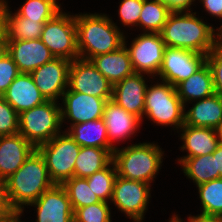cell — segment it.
Returning <instances> with one entry per match:
<instances>
[{
	"label": "cell",
	"instance_id": "1",
	"mask_svg": "<svg viewBox=\"0 0 222 222\" xmlns=\"http://www.w3.org/2000/svg\"><path fill=\"white\" fill-rule=\"evenodd\" d=\"M74 15L79 58L90 60L124 45L126 33L106 13L81 12Z\"/></svg>",
	"mask_w": 222,
	"mask_h": 222
},
{
	"label": "cell",
	"instance_id": "2",
	"mask_svg": "<svg viewBox=\"0 0 222 222\" xmlns=\"http://www.w3.org/2000/svg\"><path fill=\"white\" fill-rule=\"evenodd\" d=\"M197 12H171L160 32L165 46L208 55L215 48V27Z\"/></svg>",
	"mask_w": 222,
	"mask_h": 222
},
{
	"label": "cell",
	"instance_id": "3",
	"mask_svg": "<svg viewBox=\"0 0 222 222\" xmlns=\"http://www.w3.org/2000/svg\"><path fill=\"white\" fill-rule=\"evenodd\" d=\"M7 196L13 209H24L55 184L44 157L36 149L22 166L5 180Z\"/></svg>",
	"mask_w": 222,
	"mask_h": 222
},
{
	"label": "cell",
	"instance_id": "4",
	"mask_svg": "<svg viewBox=\"0 0 222 222\" xmlns=\"http://www.w3.org/2000/svg\"><path fill=\"white\" fill-rule=\"evenodd\" d=\"M154 142H139L113 152L117 175L129 180L151 184L162 167L164 151Z\"/></svg>",
	"mask_w": 222,
	"mask_h": 222
},
{
	"label": "cell",
	"instance_id": "5",
	"mask_svg": "<svg viewBox=\"0 0 222 222\" xmlns=\"http://www.w3.org/2000/svg\"><path fill=\"white\" fill-rule=\"evenodd\" d=\"M159 81L147 85L144 116L157 126H173L174 131L177 130L178 133L184 125L185 106L178 96L176 87L168 82Z\"/></svg>",
	"mask_w": 222,
	"mask_h": 222
},
{
	"label": "cell",
	"instance_id": "6",
	"mask_svg": "<svg viewBox=\"0 0 222 222\" xmlns=\"http://www.w3.org/2000/svg\"><path fill=\"white\" fill-rule=\"evenodd\" d=\"M58 103L46 101L19 114V134L36 148L63 131L61 104Z\"/></svg>",
	"mask_w": 222,
	"mask_h": 222
},
{
	"label": "cell",
	"instance_id": "7",
	"mask_svg": "<svg viewBox=\"0 0 222 222\" xmlns=\"http://www.w3.org/2000/svg\"><path fill=\"white\" fill-rule=\"evenodd\" d=\"M80 146L67 131L53 137L37 147L44 157L49 176L54 184L62 185L74 176V166Z\"/></svg>",
	"mask_w": 222,
	"mask_h": 222
},
{
	"label": "cell",
	"instance_id": "8",
	"mask_svg": "<svg viewBox=\"0 0 222 222\" xmlns=\"http://www.w3.org/2000/svg\"><path fill=\"white\" fill-rule=\"evenodd\" d=\"M40 39L55 58L69 61L79 58L74 14L62 10L53 19L47 21L43 26Z\"/></svg>",
	"mask_w": 222,
	"mask_h": 222
},
{
	"label": "cell",
	"instance_id": "9",
	"mask_svg": "<svg viewBox=\"0 0 222 222\" xmlns=\"http://www.w3.org/2000/svg\"><path fill=\"white\" fill-rule=\"evenodd\" d=\"M126 40L125 36L124 45L128 50L134 72L146 74L149 79L154 80L162 66L166 47L161 34L142 32L131 41L130 46Z\"/></svg>",
	"mask_w": 222,
	"mask_h": 222
},
{
	"label": "cell",
	"instance_id": "10",
	"mask_svg": "<svg viewBox=\"0 0 222 222\" xmlns=\"http://www.w3.org/2000/svg\"><path fill=\"white\" fill-rule=\"evenodd\" d=\"M151 184L117 175L110 202L134 222H143L151 197Z\"/></svg>",
	"mask_w": 222,
	"mask_h": 222
},
{
	"label": "cell",
	"instance_id": "11",
	"mask_svg": "<svg viewBox=\"0 0 222 222\" xmlns=\"http://www.w3.org/2000/svg\"><path fill=\"white\" fill-rule=\"evenodd\" d=\"M206 61V54L166 46L163 52V63L155 80L159 77L158 80L176 87L199 70Z\"/></svg>",
	"mask_w": 222,
	"mask_h": 222
},
{
	"label": "cell",
	"instance_id": "12",
	"mask_svg": "<svg viewBox=\"0 0 222 222\" xmlns=\"http://www.w3.org/2000/svg\"><path fill=\"white\" fill-rule=\"evenodd\" d=\"M68 89L109 101L112 99L113 85L90 60L77 58L71 61L69 67Z\"/></svg>",
	"mask_w": 222,
	"mask_h": 222
},
{
	"label": "cell",
	"instance_id": "13",
	"mask_svg": "<svg viewBox=\"0 0 222 222\" xmlns=\"http://www.w3.org/2000/svg\"><path fill=\"white\" fill-rule=\"evenodd\" d=\"M61 101V123L70 122L69 128L74 124L101 119L104 113L106 100L96 96L70 91L67 89ZM63 104V105H62Z\"/></svg>",
	"mask_w": 222,
	"mask_h": 222
},
{
	"label": "cell",
	"instance_id": "14",
	"mask_svg": "<svg viewBox=\"0 0 222 222\" xmlns=\"http://www.w3.org/2000/svg\"><path fill=\"white\" fill-rule=\"evenodd\" d=\"M71 61L64 58H54L30 73L34 83L47 101L62 99L68 89L69 67Z\"/></svg>",
	"mask_w": 222,
	"mask_h": 222
},
{
	"label": "cell",
	"instance_id": "15",
	"mask_svg": "<svg viewBox=\"0 0 222 222\" xmlns=\"http://www.w3.org/2000/svg\"><path fill=\"white\" fill-rule=\"evenodd\" d=\"M28 206L36 207V222H74V210L62 185L55 184Z\"/></svg>",
	"mask_w": 222,
	"mask_h": 222
},
{
	"label": "cell",
	"instance_id": "16",
	"mask_svg": "<svg viewBox=\"0 0 222 222\" xmlns=\"http://www.w3.org/2000/svg\"><path fill=\"white\" fill-rule=\"evenodd\" d=\"M145 75V76H144ZM145 77V78H144ZM146 74L134 73L113 85L112 101L143 120L147 88Z\"/></svg>",
	"mask_w": 222,
	"mask_h": 222
},
{
	"label": "cell",
	"instance_id": "17",
	"mask_svg": "<svg viewBox=\"0 0 222 222\" xmlns=\"http://www.w3.org/2000/svg\"><path fill=\"white\" fill-rule=\"evenodd\" d=\"M6 51L20 73H31L55 58L41 39L7 41Z\"/></svg>",
	"mask_w": 222,
	"mask_h": 222
},
{
	"label": "cell",
	"instance_id": "18",
	"mask_svg": "<svg viewBox=\"0 0 222 222\" xmlns=\"http://www.w3.org/2000/svg\"><path fill=\"white\" fill-rule=\"evenodd\" d=\"M102 119L106 125L109 143L114 149L117 148L114 142L120 143V141L131 139L132 135L135 136L134 134L139 131L143 122L139 117L127 112L112 100L106 102Z\"/></svg>",
	"mask_w": 222,
	"mask_h": 222
},
{
	"label": "cell",
	"instance_id": "19",
	"mask_svg": "<svg viewBox=\"0 0 222 222\" xmlns=\"http://www.w3.org/2000/svg\"><path fill=\"white\" fill-rule=\"evenodd\" d=\"M36 149L19 133L0 136V180L15 173Z\"/></svg>",
	"mask_w": 222,
	"mask_h": 222
},
{
	"label": "cell",
	"instance_id": "20",
	"mask_svg": "<svg viewBox=\"0 0 222 222\" xmlns=\"http://www.w3.org/2000/svg\"><path fill=\"white\" fill-rule=\"evenodd\" d=\"M2 97L18 114L47 101L34 83L30 73H20Z\"/></svg>",
	"mask_w": 222,
	"mask_h": 222
},
{
	"label": "cell",
	"instance_id": "21",
	"mask_svg": "<svg viewBox=\"0 0 222 222\" xmlns=\"http://www.w3.org/2000/svg\"><path fill=\"white\" fill-rule=\"evenodd\" d=\"M178 133L183 142L180 150L187 152V155L177 159L178 164L189 157L211 154L220 143L214 128L193 127L184 124Z\"/></svg>",
	"mask_w": 222,
	"mask_h": 222
},
{
	"label": "cell",
	"instance_id": "22",
	"mask_svg": "<svg viewBox=\"0 0 222 222\" xmlns=\"http://www.w3.org/2000/svg\"><path fill=\"white\" fill-rule=\"evenodd\" d=\"M193 102H190L193 106L184 111V124L216 129L222 121V97L213 94Z\"/></svg>",
	"mask_w": 222,
	"mask_h": 222
},
{
	"label": "cell",
	"instance_id": "23",
	"mask_svg": "<svg viewBox=\"0 0 222 222\" xmlns=\"http://www.w3.org/2000/svg\"><path fill=\"white\" fill-rule=\"evenodd\" d=\"M90 61L112 85L135 73L125 45L115 51L92 57Z\"/></svg>",
	"mask_w": 222,
	"mask_h": 222
},
{
	"label": "cell",
	"instance_id": "24",
	"mask_svg": "<svg viewBox=\"0 0 222 222\" xmlns=\"http://www.w3.org/2000/svg\"><path fill=\"white\" fill-rule=\"evenodd\" d=\"M179 98L187 109L190 102L201 100L215 94L211 70L206 62L188 79L176 86Z\"/></svg>",
	"mask_w": 222,
	"mask_h": 222
},
{
	"label": "cell",
	"instance_id": "25",
	"mask_svg": "<svg viewBox=\"0 0 222 222\" xmlns=\"http://www.w3.org/2000/svg\"><path fill=\"white\" fill-rule=\"evenodd\" d=\"M64 131H67L80 147L108 149L112 154L115 150L109 143L106 125L102 118L74 124Z\"/></svg>",
	"mask_w": 222,
	"mask_h": 222
},
{
	"label": "cell",
	"instance_id": "26",
	"mask_svg": "<svg viewBox=\"0 0 222 222\" xmlns=\"http://www.w3.org/2000/svg\"><path fill=\"white\" fill-rule=\"evenodd\" d=\"M112 160L113 154L108 149L81 147L75 161L74 176L87 178L105 168Z\"/></svg>",
	"mask_w": 222,
	"mask_h": 222
},
{
	"label": "cell",
	"instance_id": "27",
	"mask_svg": "<svg viewBox=\"0 0 222 222\" xmlns=\"http://www.w3.org/2000/svg\"><path fill=\"white\" fill-rule=\"evenodd\" d=\"M179 165L184 176L192 180L196 186L219 179V172H216V156L212 153L186 158Z\"/></svg>",
	"mask_w": 222,
	"mask_h": 222
},
{
	"label": "cell",
	"instance_id": "28",
	"mask_svg": "<svg viewBox=\"0 0 222 222\" xmlns=\"http://www.w3.org/2000/svg\"><path fill=\"white\" fill-rule=\"evenodd\" d=\"M62 10L58 0H26L14 13L9 10L8 17H25L38 23H46Z\"/></svg>",
	"mask_w": 222,
	"mask_h": 222
},
{
	"label": "cell",
	"instance_id": "29",
	"mask_svg": "<svg viewBox=\"0 0 222 222\" xmlns=\"http://www.w3.org/2000/svg\"><path fill=\"white\" fill-rule=\"evenodd\" d=\"M171 12L158 0H143L139 29L147 33H160Z\"/></svg>",
	"mask_w": 222,
	"mask_h": 222
},
{
	"label": "cell",
	"instance_id": "30",
	"mask_svg": "<svg viewBox=\"0 0 222 222\" xmlns=\"http://www.w3.org/2000/svg\"><path fill=\"white\" fill-rule=\"evenodd\" d=\"M201 204V215L222 217V178L196 186Z\"/></svg>",
	"mask_w": 222,
	"mask_h": 222
},
{
	"label": "cell",
	"instance_id": "31",
	"mask_svg": "<svg viewBox=\"0 0 222 222\" xmlns=\"http://www.w3.org/2000/svg\"><path fill=\"white\" fill-rule=\"evenodd\" d=\"M62 186L68 193L74 211L77 208L100 202V199L93 193L91 185L88 184L86 178L73 176L67 179Z\"/></svg>",
	"mask_w": 222,
	"mask_h": 222
},
{
	"label": "cell",
	"instance_id": "32",
	"mask_svg": "<svg viewBox=\"0 0 222 222\" xmlns=\"http://www.w3.org/2000/svg\"><path fill=\"white\" fill-rule=\"evenodd\" d=\"M116 177L117 169L112 160L105 168L96 171L86 179L100 201L110 203Z\"/></svg>",
	"mask_w": 222,
	"mask_h": 222
},
{
	"label": "cell",
	"instance_id": "33",
	"mask_svg": "<svg viewBox=\"0 0 222 222\" xmlns=\"http://www.w3.org/2000/svg\"><path fill=\"white\" fill-rule=\"evenodd\" d=\"M44 24L25 17H7V41L40 39Z\"/></svg>",
	"mask_w": 222,
	"mask_h": 222
},
{
	"label": "cell",
	"instance_id": "34",
	"mask_svg": "<svg viewBox=\"0 0 222 222\" xmlns=\"http://www.w3.org/2000/svg\"><path fill=\"white\" fill-rule=\"evenodd\" d=\"M110 203L100 201L74 211V222H112Z\"/></svg>",
	"mask_w": 222,
	"mask_h": 222
},
{
	"label": "cell",
	"instance_id": "35",
	"mask_svg": "<svg viewBox=\"0 0 222 222\" xmlns=\"http://www.w3.org/2000/svg\"><path fill=\"white\" fill-rule=\"evenodd\" d=\"M19 133V114L0 96V136Z\"/></svg>",
	"mask_w": 222,
	"mask_h": 222
},
{
	"label": "cell",
	"instance_id": "36",
	"mask_svg": "<svg viewBox=\"0 0 222 222\" xmlns=\"http://www.w3.org/2000/svg\"><path fill=\"white\" fill-rule=\"evenodd\" d=\"M143 0H121L118 16L123 27H139V18L142 12Z\"/></svg>",
	"mask_w": 222,
	"mask_h": 222
},
{
	"label": "cell",
	"instance_id": "37",
	"mask_svg": "<svg viewBox=\"0 0 222 222\" xmlns=\"http://www.w3.org/2000/svg\"><path fill=\"white\" fill-rule=\"evenodd\" d=\"M20 74L16 63L6 52L0 56V96L8 89L13 80Z\"/></svg>",
	"mask_w": 222,
	"mask_h": 222
},
{
	"label": "cell",
	"instance_id": "38",
	"mask_svg": "<svg viewBox=\"0 0 222 222\" xmlns=\"http://www.w3.org/2000/svg\"><path fill=\"white\" fill-rule=\"evenodd\" d=\"M206 62L212 73L215 94L222 97V49L215 47L207 55Z\"/></svg>",
	"mask_w": 222,
	"mask_h": 222
},
{
	"label": "cell",
	"instance_id": "39",
	"mask_svg": "<svg viewBox=\"0 0 222 222\" xmlns=\"http://www.w3.org/2000/svg\"><path fill=\"white\" fill-rule=\"evenodd\" d=\"M199 2L209 15L219 20L222 19V0H200Z\"/></svg>",
	"mask_w": 222,
	"mask_h": 222
},
{
	"label": "cell",
	"instance_id": "40",
	"mask_svg": "<svg viewBox=\"0 0 222 222\" xmlns=\"http://www.w3.org/2000/svg\"><path fill=\"white\" fill-rule=\"evenodd\" d=\"M165 4L172 12L192 11L191 5L196 0H158Z\"/></svg>",
	"mask_w": 222,
	"mask_h": 222
},
{
	"label": "cell",
	"instance_id": "41",
	"mask_svg": "<svg viewBox=\"0 0 222 222\" xmlns=\"http://www.w3.org/2000/svg\"><path fill=\"white\" fill-rule=\"evenodd\" d=\"M12 209L8 200L5 181L0 180V217L8 214Z\"/></svg>",
	"mask_w": 222,
	"mask_h": 222
},
{
	"label": "cell",
	"instance_id": "42",
	"mask_svg": "<svg viewBox=\"0 0 222 222\" xmlns=\"http://www.w3.org/2000/svg\"><path fill=\"white\" fill-rule=\"evenodd\" d=\"M8 0H4L0 4V38H7V17L9 10Z\"/></svg>",
	"mask_w": 222,
	"mask_h": 222
},
{
	"label": "cell",
	"instance_id": "43",
	"mask_svg": "<svg viewBox=\"0 0 222 222\" xmlns=\"http://www.w3.org/2000/svg\"><path fill=\"white\" fill-rule=\"evenodd\" d=\"M25 209H12L5 216L0 217V222H25L21 221V216Z\"/></svg>",
	"mask_w": 222,
	"mask_h": 222
},
{
	"label": "cell",
	"instance_id": "44",
	"mask_svg": "<svg viewBox=\"0 0 222 222\" xmlns=\"http://www.w3.org/2000/svg\"><path fill=\"white\" fill-rule=\"evenodd\" d=\"M187 221L186 222H222V217H216V216H205V215H194L187 216Z\"/></svg>",
	"mask_w": 222,
	"mask_h": 222
},
{
	"label": "cell",
	"instance_id": "45",
	"mask_svg": "<svg viewBox=\"0 0 222 222\" xmlns=\"http://www.w3.org/2000/svg\"><path fill=\"white\" fill-rule=\"evenodd\" d=\"M216 156V172H219V178H222V143L220 142L217 149L212 153Z\"/></svg>",
	"mask_w": 222,
	"mask_h": 222
},
{
	"label": "cell",
	"instance_id": "46",
	"mask_svg": "<svg viewBox=\"0 0 222 222\" xmlns=\"http://www.w3.org/2000/svg\"><path fill=\"white\" fill-rule=\"evenodd\" d=\"M215 29V47L222 49V24Z\"/></svg>",
	"mask_w": 222,
	"mask_h": 222
},
{
	"label": "cell",
	"instance_id": "47",
	"mask_svg": "<svg viewBox=\"0 0 222 222\" xmlns=\"http://www.w3.org/2000/svg\"><path fill=\"white\" fill-rule=\"evenodd\" d=\"M7 38H0V56L6 52Z\"/></svg>",
	"mask_w": 222,
	"mask_h": 222
},
{
	"label": "cell",
	"instance_id": "48",
	"mask_svg": "<svg viewBox=\"0 0 222 222\" xmlns=\"http://www.w3.org/2000/svg\"><path fill=\"white\" fill-rule=\"evenodd\" d=\"M168 222H186L185 220H183V218L181 219V216L178 214H172L171 218H169Z\"/></svg>",
	"mask_w": 222,
	"mask_h": 222
},
{
	"label": "cell",
	"instance_id": "49",
	"mask_svg": "<svg viewBox=\"0 0 222 222\" xmlns=\"http://www.w3.org/2000/svg\"><path fill=\"white\" fill-rule=\"evenodd\" d=\"M216 132L220 142L222 143V121L219 124V126L216 128Z\"/></svg>",
	"mask_w": 222,
	"mask_h": 222
}]
</instances>
